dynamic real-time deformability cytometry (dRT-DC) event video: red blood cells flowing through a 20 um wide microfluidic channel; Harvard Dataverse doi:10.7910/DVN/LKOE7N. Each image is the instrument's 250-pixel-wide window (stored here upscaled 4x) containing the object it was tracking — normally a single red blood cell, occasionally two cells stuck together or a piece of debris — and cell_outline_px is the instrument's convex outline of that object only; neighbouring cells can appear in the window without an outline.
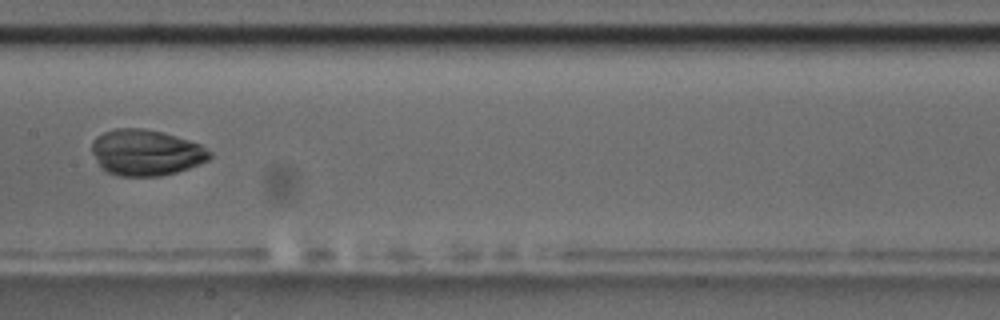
{"species": "common noctule bat (a hibernating species)", "species_latin": "Nyctalus noctula", "temperature_condition": "room temperature", "stored_images_in_passage": 8, "camera_frame_rate_fps": 3000, "um_per_image_px": 0.085, "animal": {"sex": "male", "body_mass_g": 17.5, "forearm_length_mm": 52.3}, "frame": {"image": 1, "passage_image": 8, "time_ms": 9.0, "image_size_px": [1000, 320], "cell_outline_px": [[212, 156], [208, 160], [200, 164], [176, 172], [160, 176], [120, 176], [108, 172], [100, 168], [92, 152], [92, 140], [96, 136], [104, 132], [116, 128], [144, 128], [164, 132], [200, 144], [212, 152]], "centroid_in_image_um": [12.4, 12.96], "position_along_channel_um": 195.0, "area_um2": 31.79}}